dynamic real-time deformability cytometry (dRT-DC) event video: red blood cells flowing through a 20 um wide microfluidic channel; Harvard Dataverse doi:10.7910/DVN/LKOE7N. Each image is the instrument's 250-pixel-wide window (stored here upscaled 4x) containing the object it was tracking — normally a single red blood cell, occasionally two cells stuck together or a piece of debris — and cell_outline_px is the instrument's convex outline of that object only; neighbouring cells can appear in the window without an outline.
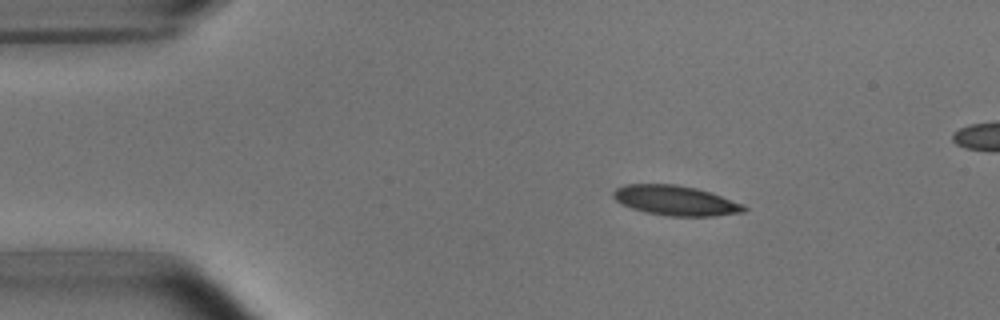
{"species": "common noctule bat (a hibernating species)", "species_latin": "Nyctalus noctula", "temperature_condition": "room temperature", "stored_images_in_passage": 5, "camera_frame_rate_fps": 3000, "um_per_image_px": 0.085, "animal": {"sex": "male", "body_mass_g": 15.6}, "frame": {"image": 1, "passage_image": 2, "time_ms": 1.333, "image_size_px": [1000, 320], "cell_outline_px": [[748, 208], [744, 212], [712, 216], [668, 216], [648, 212], [632, 208], [620, 204], [612, 196], [612, 192], [616, 188], [624, 184], [676, 184], [696, 188], [712, 192], [744, 204]], "centroid_in_image_um": [57.43, 17.03], "position_along_channel_um": 27.6, "area_um2": 22.89}}